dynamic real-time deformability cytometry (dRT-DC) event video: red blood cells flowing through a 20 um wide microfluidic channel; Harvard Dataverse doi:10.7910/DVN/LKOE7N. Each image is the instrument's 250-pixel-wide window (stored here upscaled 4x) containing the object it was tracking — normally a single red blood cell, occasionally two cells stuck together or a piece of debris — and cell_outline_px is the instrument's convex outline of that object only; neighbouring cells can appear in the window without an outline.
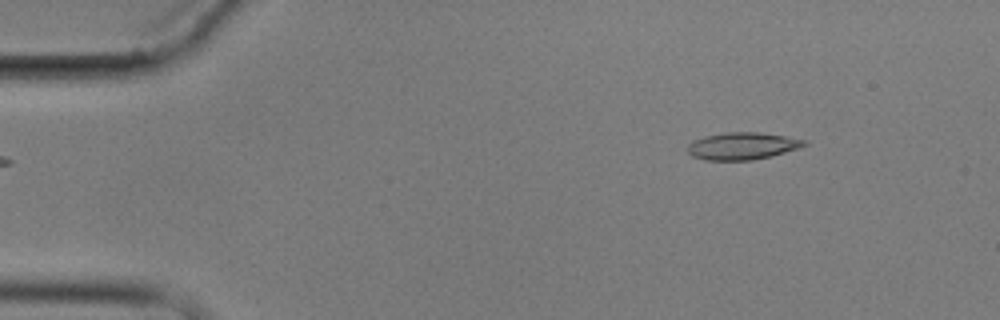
{"species": "common noctule bat (a hibernating species)", "species_latin": "Nyctalus noctula", "temperature_condition": "cold", "stored_images_in_passage": 9, "camera_frame_rate_fps": 3000, "um_per_image_px": 0.085, "animal": {"sex": "male", "body_mass_g": 17.9}, "frame": {"image": 1, "passage_image": 1, "time_ms": 0.0, "image_size_px": [1000, 320], "cell_outline_px": [[808, 144], [800, 148], [772, 156], [752, 160], [704, 160], [692, 156], [688, 152], [688, 144], [692, 140], [704, 136], [728, 132], [760, 132], [808, 140]], "centroid_in_image_um": [63.12, 12.41], "position_along_channel_um": 21.9, "area_um2": 18.67}}
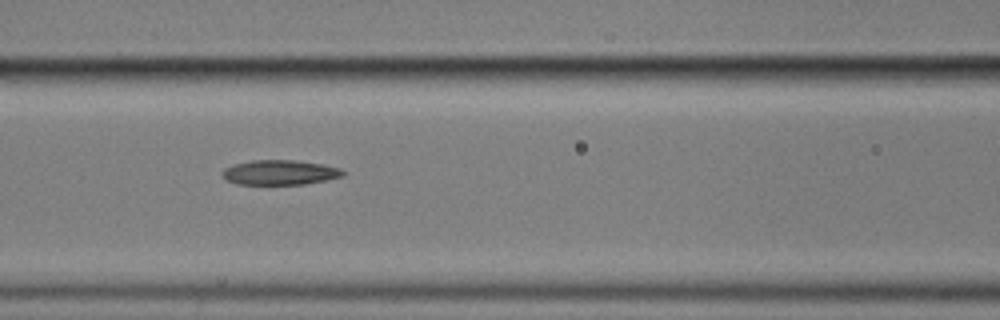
{"frame": {"image": 2, "passage_image": 6, "time_ms": 5.667, "image_size_px": [1000, 320], "cell_outline_px": [[344, 176], [328, 180], [304, 184], [236, 184], [228, 180], [224, 176], [224, 168], [232, 164], [252, 160], [292, 160], [320, 164], [340, 168], [344, 172]], "centroid_in_image_um": [23.8, 14.66], "position_along_channel_um": 142.8, "area_um2": 17.28}}
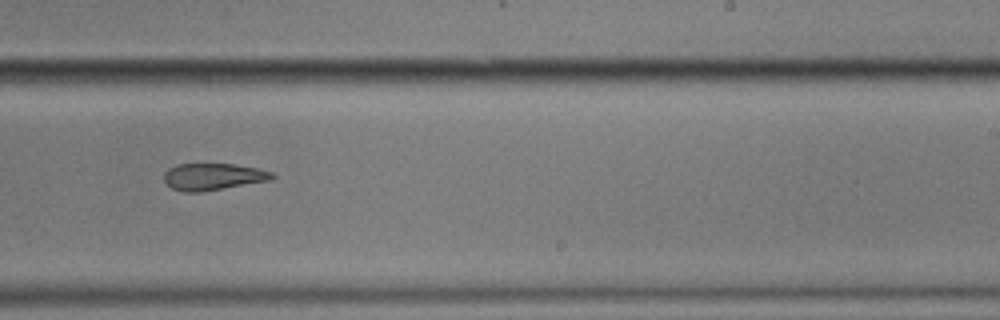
{"frame": {"image": 3, "passage_image": 9, "time_ms": 9.333, "image_size_px": [1000, 320], "cell_outline_px": [[276, 176], [272, 180], [200, 192], [184, 192], [172, 188], [164, 180], [164, 172], [168, 168], [176, 164], [232, 164], [256, 168], [272, 172]], "centroid_in_image_um": [18.1, 15.02], "position_along_channel_um": 270.9, "area_um2": 16.88}}